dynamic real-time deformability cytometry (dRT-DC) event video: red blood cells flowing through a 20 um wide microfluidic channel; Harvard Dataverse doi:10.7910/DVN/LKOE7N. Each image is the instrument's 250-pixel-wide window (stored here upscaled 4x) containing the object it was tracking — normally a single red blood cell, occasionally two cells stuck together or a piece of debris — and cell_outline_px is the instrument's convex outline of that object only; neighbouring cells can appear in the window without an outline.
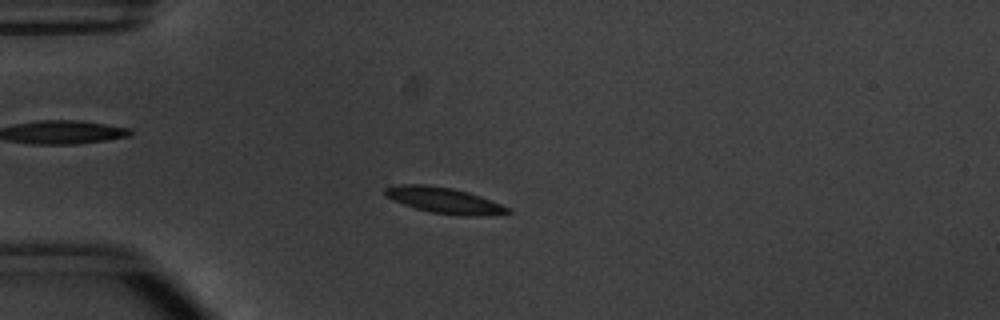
{"species": "common noctule bat (a hibernating species)", "species_latin": "Nyctalus noctula", "temperature_condition": "warm", "stored_images_in_passage": 54, "camera_frame_rate_fps": 3000, "um_per_image_px": 0.085, "animal": {"sex": "male", "body_mass_g": 20.1, "forearm_length_mm": 53.5}, "frame": {"image": 1, "passage_image": 15, "time_ms": 4.667, "image_size_px": [1000, 320], "cell_outline_px": [[512, 212], [484, 216], [460, 216], [432, 212], [416, 208], [392, 200], [384, 196], [384, 188], [396, 184], [424, 184], [452, 188], [468, 192], [480, 196], [512, 208]], "centroid_in_image_um": [37.75, 17.03], "position_along_channel_um": 47.2, "area_um2": 18.67}}
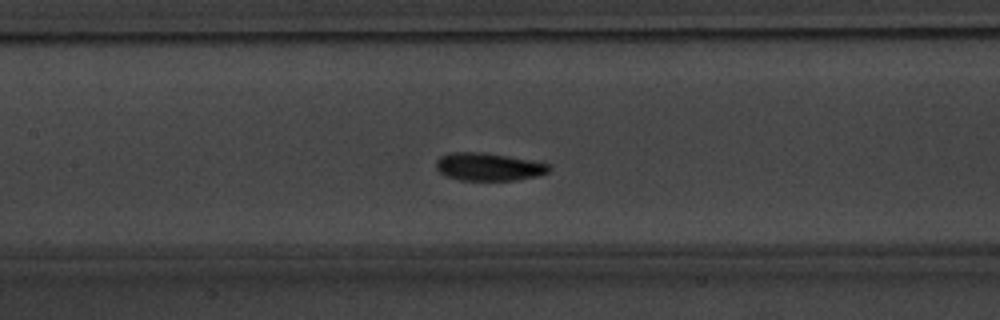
{"frame": {"image": 2, "passage_image": 26, "time_ms": 8.333, "image_size_px": [1000, 320], "cell_outline_px": [[552, 168], [548, 172], [536, 176], [516, 180], [460, 180], [444, 176], [436, 168], [436, 160], [440, 156], [452, 152], [480, 152], [508, 156], [548, 164]], "centroid_in_image_um": [41.48, 14.18], "position_along_channel_um": 165.9, "area_um2": 18.21}}
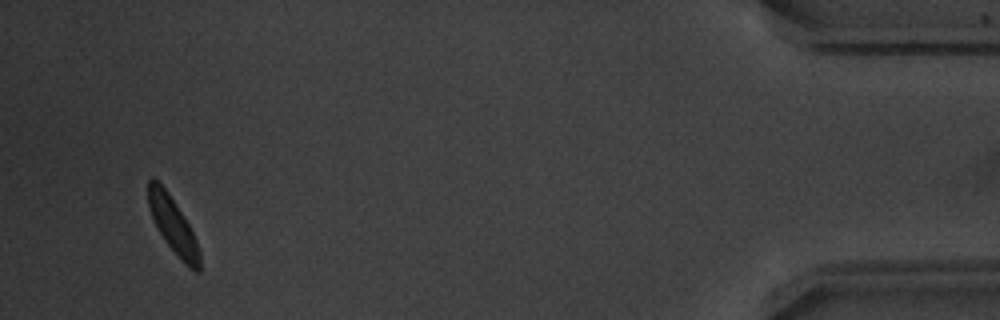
{"frame": {"image": 3, "passage_image": 52, "time_ms": 17.0, "image_size_px": [1000, 320], "cell_outline_px": [[200, 272], [196, 272], [188, 268], [184, 264], [164, 240], [152, 216], [148, 204], [148, 180], [152, 176], [168, 192], [176, 204], [188, 224], [196, 240], [200, 252]], "centroid_in_image_um": [14.72, 19.18], "position_along_channel_um": 420.5, "area_um2": 16.47}, "authors_computed_cell_mechanics": {"area_um2": 17.629, "velocity_mm_per_s": 3.76, "shape_relaxation_time_tau1_ms": 5.1247, "shape_relaxation_time_tau2_ms": null, "deformation_change_tau1": 0.2189, "deformation_change_tau2": null}}